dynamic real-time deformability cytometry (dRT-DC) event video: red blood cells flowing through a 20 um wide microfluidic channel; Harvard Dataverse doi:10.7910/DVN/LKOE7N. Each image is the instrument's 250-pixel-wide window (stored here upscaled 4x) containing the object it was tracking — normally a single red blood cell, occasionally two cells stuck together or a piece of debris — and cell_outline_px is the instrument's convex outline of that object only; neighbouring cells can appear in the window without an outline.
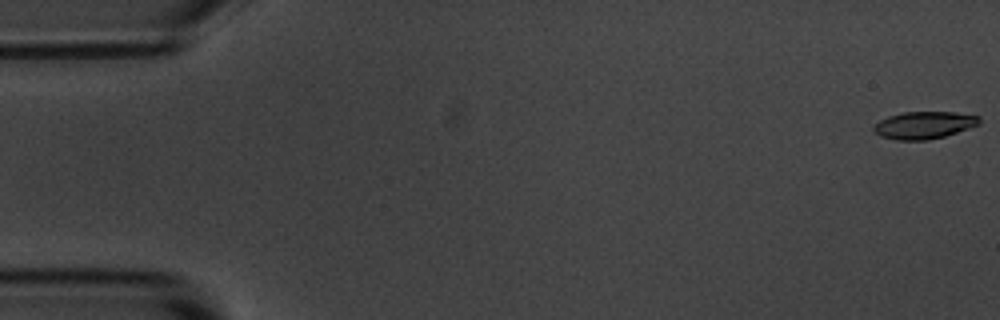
{"species": "common noctule bat (a hibernating species)", "species_latin": "Nyctalus noctula", "temperature_condition": "room temperature", "stored_images_in_passage": 6, "camera_frame_rate_fps": 3000, "um_per_image_px": 0.085, "animal": {"sex": "male", "body_mass_g": 20.1, "forearm_length_mm": 53.5}, "frame": {"image": 1, "passage_image": 1, "time_ms": 0.0, "image_size_px": [1000, 320], "cell_outline_px": [[980, 124], [944, 136], [928, 140], [896, 140], [880, 136], [872, 128], [880, 120], [888, 116], [904, 112], [952, 112], [980, 116]], "centroid_in_image_um": [78.54, 10.63], "position_along_channel_um": 6.5, "area_um2": 16.65}}
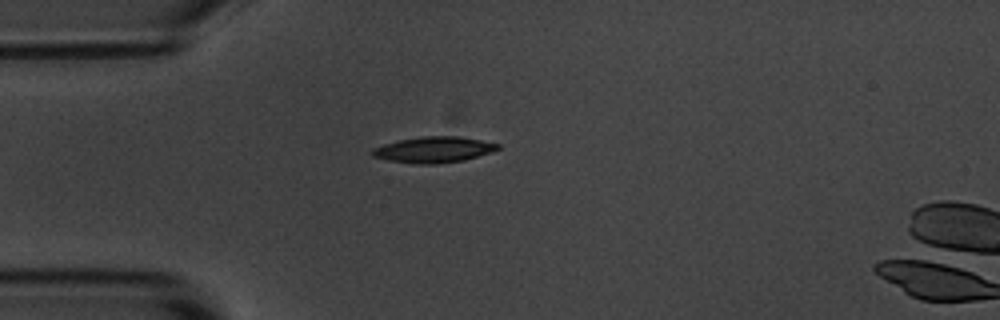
{"frame": {"image": 2, "passage_image": 5, "time_ms": 4.667, "image_size_px": [1000, 320], "cell_outline_px": [[500, 148], [492, 152], [464, 160], [436, 164], [416, 164], [388, 160], [372, 156], [372, 148], [384, 144], [400, 140], [424, 136], [456, 136], [480, 140], [500, 144]], "centroid_in_image_um": [36.87, 12.72], "position_along_channel_um": 48.1, "area_um2": 18.84}}